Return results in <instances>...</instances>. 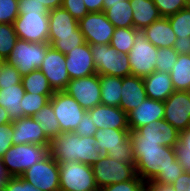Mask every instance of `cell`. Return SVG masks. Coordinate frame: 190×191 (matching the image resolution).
Segmentation results:
<instances>
[{
    "label": "cell",
    "instance_id": "cell-1",
    "mask_svg": "<svg viewBox=\"0 0 190 191\" xmlns=\"http://www.w3.org/2000/svg\"><path fill=\"white\" fill-rule=\"evenodd\" d=\"M136 174L145 182L155 179L173 184L184 168L176 159L174 147L161 146L157 141L135 140L130 134Z\"/></svg>",
    "mask_w": 190,
    "mask_h": 191
},
{
    "label": "cell",
    "instance_id": "cell-29",
    "mask_svg": "<svg viewBox=\"0 0 190 191\" xmlns=\"http://www.w3.org/2000/svg\"><path fill=\"white\" fill-rule=\"evenodd\" d=\"M101 86V104L119 107L121 101L122 78L109 75H99Z\"/></svg>",
    "mask_w": 190,
    "mask_h": 191
},
{
    "label": "cell",
    "instance_id": "cell-26",
    "mask_svg": "<svg viewBox=\"0 0 190 191\" xmlns=\"http://www.w3.org/2000/svg\"><path fill=\"white\" fill-rule=\"evenodd\" d=\"M24 94L25 89L22 83L0 86V106L5 108L12 122L23 117L21 100Z\"/></svg>",
    "mask_w": 190,
    "mask_h": 191
},
{
    "label": "cell",
    "instance_id": "cell-33",
    "mask_svg": "<svg viewBox=\"0 0 190 191\" xmlns=\"http://www.w3.org/2000/svg\"><path fill=\"white\" fill-rule=\"evenodd\" d=\"M137 31L134 27L115 28L110 45L119 53L128 54L134 45Z\"/></svg>",
    "mask_w": 190,
    "mask_h": 191
},
{
    "label": "cell",
    "instance_id": "cell-46",
    "mask_svg": "<svg viewBox=\"0 0 190 191\" xmlns=\"http://www.w3.org/2000/svg\"><path fill=\"white\" fill-rule=\"evenodd\" d=\"M18 14L49 13L46 6L37 0H18Z\"/></svg>",
    "mask_w": 190,
    "mask_h": 191
},
{
    "label": "cell",
    "instance_id": "cell-23",
    "mask_svg": "<svg viewBox=\"0 0 190 191\" xmlns=\"http://www.w3.org/2000/svg\"><path fill=\"white\" fill-rule=\"evenodd\" d=\"M49 36L48 37H67L83 35L78 20L66 11L63 7H59L49 11Z\"/></svg>",
    "mask_w": 190,
    "mask_h": 191
},
{
    "label": "cell",
    "instance_id": "cell-34",
    "mask_svg": "<svg viewBox=\"0 0 190 191\" xmlns=\"http://www.w3.org/2000/svg\"><path fill=\"white\" fill-rule=\"evenodd\" d=\"M167 18L175 32L176 38L187 39V37H190V6Z\"/></svg>",
    "mask_w": 190,
    "mask_h": 191
},
{
    "label": "cell",
    "instance_id": "cell-5",
    "mask_svg": "<svg viewBox=\"0 0 190 191\" xmlns=\"http://www.w3.org/2000/svg\"><path fill=\"white\" fill-rule=\"evenodd\" d=\"M60 191H99L90 165L78 161L59 164Z\"/></svg>",
    "mask_w": 190,
    "mask_h": 191
},
{
    "label": "cell",
    "instance_id": "cell-8",
    "mask_svg": "<svg viewBox=\"0 0 190 191\" xmlns=\"http://www.w3.org/2000/svg\"><path fill=\"white\" fill-rule=\"evenodd\" d=\"M158 48L150 43L141 30L136 32L135 42L128 53L132 75L144 78L156 71Z\"/></svg>",
    "mask_w": 190,
    "mask_h": 191
},
{
    "label": "cell",
    "instance_id": "cell-58",
    "mask_svg": "<svg viewBox=\"0 0 190 191\" xmlns=\"http://www.w3.org/2000/svg\"><path fill=\"white\" fill-rule=\"evenodd\" d=\"M119 1H122V0H105L104 3H117Z\"/></svg>",
    "mask_w": 190,
    "mask_h": 191
},
{
    "label": "cell",
    "instance_id": "cell-32",
    "mask_svg": "<svg viewBox=\"0 0 190 191\" xmlns=\"http://www.w3.org/2000/svg\"><path fill=\"white\" fill-rule=\"evenodd\" d=\"M32 117L39 122L43 132L50 140L61 134L59 122L56 119L55 113L52 109V104L50 102Z\"/></svg>",
    "mask_w": 190,
    "mask_h": 191
},
{
    "label": "cell",
    "instance_id": "cell-59",
    "mask_svg": "<svg viewBox=\"0 0 190 191\" xmlns=\"http://www.w3.org/2000/svg\"><path fill=\"white\" fill-rule=\"evenodd\" d=\"M188 6H190V0H183Z\"/></svg>",
    "mask_w": 190,
    "mask_h": 191
},
{
    "label": "cell",
    "instance_id": "cell-20",
    "mask_svg": "<svg viewBox=\"0 0 190 191\" xmlns=\"http://www.w3.org/2000/svg\"><path fill=\"white\" fill-rule=\"evenodd\" d=\"M80 135L75 132L61 133L50 140L49 154L59 164L66 161L79 162Z\"/></svg>",
    "mask_w": 190,
    "mask_h": 191
},
{
    "label": "cell",
    "instance_id": "cell-6",
    "mask_svg": "<svg viewBox=\"0 0 190 191\" xmlns=\"http://www.w3.org/2000/svg\"><path fill=\"white\" fill-rule=\"evenodd\" d=\"M50 44L34 43L18 39L7 62L14 65L19 73L24 76L41 67Z\"/></svg>",
    "mask_w": 190,
    "mask_h": 191
},
{
    "label": "cell",
    "instance_id": "cell-3",
    "mask_svg": "<svg viewBox=\"0 0 190 191\" xmlns=\"http://www.w3.org/2000/svg\"><path fill=\"white\" fill-rule=\"evenodd\" d=\"M49 154V146L38 144L12 145L2 157L3 164L11 177H21L32 165Z\"/></svg>",
    "mask_w": 190,
    "mask_h": 191
},
{
    "label": "cell",
    "instance_id": "cell-7",
    "mask_svg": "<svg viewBox=\"0 0 190 191\" xmlns=\"http://www.w3.org/2000/svg\"><path fill=\"white\" fill-rule=\"evenodd\" d=\"M91 167L98 189L111 184L129 181L137 175L135 164L118 162L117 159L114 160L109 156L100 158Z\"/></svg>",
    "mask_w": 190,
    "mask_h": 191
},
{
    "label": "cell",
    "instance_id": "cell-37",
    "mask_svg": "<svg viewBox=\"0 0 190 191\" xmlns=\"http://www.w3.org/2000/svg\"><path fill=\"white\" fill-rule=\"evenodd\" d=\"M52 96H45L41 94H32L25 92L21 103L23 110V117H32L41 108H43L47 103H49Z\"/></svg>",
    "mask_w": 190,
    "mask_h": 191
},
{
    "label": "cell",
    "instance_id": "cell-31",
    "mask_svg": "<svg viewBox=\"0 0 190 191\" xmlns=\"http://www.w3.org/2000/svg\"><path fill=\"white\" fill-rule=\"evenodd\" d=\"M22 84L25 92L53 96L54 91L50 87L47 78L40 69L34 70L22 76Z\"/></svg>",
    "mask_w": 190,
    "mask_h": 191
},
{
    "label": "cell",
    "instance_id": "cell-48",
    "mask_svg": "<svg viewBox=\"0 0 190 191\" xmlns=\"http://www.w3.org/2000/svg\"><path fill=\"white\" fill-rule=\"evenodd\" d=\"M97 127L95 126L94 122L91 121V117L89 112L86 111L82 120L79 122L78 127L75 129V133L80 135L81 137H88V136H95L97 131Z\"/></svg>",
    "mask_w": 190,
    "mask_h": 191
},
{
    "label": "cell",
    "instance_id": "cell-21",
    "mask_svg": "<svg viewBox=\"0 0 190 191\" xmlns=\"http://www.w3.org/2000/svg\"><path fill=\"white\" fill-rule=\"evenodd\" d=\"M88 112L97 129H129L127 113L120 107L99 104Z\"/></svg>",
    "mask_w": 190,
    "mask_h": 191
},
{
    "label": "cell",
    "instance_id": "cell-42",
    "mask_svg": "<svg viewBox=\"0 0 190 191\" xmlns=\"http://www.w3.org/2000/svg\"><path fill=\"white\" fill-rule=\"evenodd\" d=\"M161 17H169L188 7L183 0H153Z\"/></svg>",
    "mask_w": 190,
    "mask_h": 191
},
{
    "label": "cell",
    "instance_id": "cell-25",
    "mask_svg": "<svg viewBox=\"0 0 190 191\" xmlns=\"http://www.w3.org/2000/svg\"><path fill=\"white\" fill-rule=\"evenodd\" d=\"M146 96L165 101L175 90L168 72L155 71L143 78Z\"/></svg>",
    "mask_w": 190,
    "mask_h": 191
},
{
    "label": "cell",
    "instance_id": "cell-39",
    "mask_svg": "<svg viewBox=\"0 0 190 191\" xmlns=\"http://www.w3.org/2000/svg\"><path fill=\"white\" fill-rule=\"evenodd\" d=\"M178 53L173 47L158 48L156 55V71L170 72L177 62Z\"/></svg>",
    "mask_w": 190,
    "mask_h": 191
},
{
    "label": "cell",
    "instance_id": "cell-28",
    "mask_svg": "<svg viewBox=\"0 0 190 191\" xmlns=\"http://www.w3.org/2000/svg\"><path fill=\"white\" fill-rule=\"evenodd\" d=\"M103 12L115 28L134 27L133 10L129 0H122L117 3H104Z\"/></svg>",
    "mask_w": 190,
    "mask_h": 191
},
{
    "label": "cell",
    "instance_id": "cell-40",
    "mask_svg": "<svg viewBox=\"0 0 190 191\" xmlns=\"http://www.w3.org/2000/svg\"><path fill=\"white\" fill-rule=\"evenodd\" d=\"M20 83H22V75L17 68L7 61H1L0 86L17 85Z\"/></svg>",
    "mask_w": 190,
    "mask_h": 191
},
{
    "label": "cell",
    "instance_id": "cell-22",
    "mask_svg": "<svg viewBox=\"0 0 190 191\" xmlns=\"http://www.w3.org/2000/svg\"><path fill=\"white\" fill-rule=\"evenodd\" d=\"M143 78L129 75L122 78L120 108L127 114L146 98Z\"/></svg>",
    "mask_w": 190,
    "mask_h": 191
},
{
    "label": "cell",
    "instance_id": "cell-17",
    "mask_svg": "<svg viewBox=\"0 0 190 191\" xmlns=\"http://www.w3.org/2000/svg\"><path fill=\"white\" fill-rule=\"evenodd\" d=\"M13 145L38 144L49 146L50 139L43 132L39 122L33 117L27 116L12 122Z\"/></svg>",
    "mask_w": 190,
    "mask_h": 191
},
{
    "label": "cell",
    "instance_id": "cell-43",
    "mask_svg": "<svg viewBox=\"0 0 190 191\" xmlns=\"http://www.w3.org/2000/svg\"><path fill=\"white\" fill-rule=\"evenodd\" d=\"M18 0H0V23L13 24L18 17Z\"/></svg>",
    "mask_w": 190,
    "mask_h": 191
},
{
    "label": "cell",
    "instance_id": "cell-12",
    "mask_svg": "<svg viewBox=\"0 0 190 191\" xmlns=\"http://www.w3.org/2000/svg\"><path fill=\"white\" fill-rule=\"evenodd\" d=\"M64 91L86 111L101 104V86L98 73L70 80Z\"/></svg>",
    "mask_w": 190,
    "mask_h": 191
},
{
    "label": "cell",
    "instance_id": "cell-15",
    "mask_svg": "<svg viewBox=\"0 0 190 191\" xmlns=\"http://www.w3.org/2000/svg\"><path fill=\"white\" fill-rule=\"evenodd\" d=\"M164 120L179 132L190 127V91H174L164 101Z\"/></svg>",
    "mask_w": 190,
    "mask_h": 191
},
{
    "label": "cell",
    "instance_id": "cell-19",
    "mask_svg": "<svg viewBox=\"0 0 190 191\" xmlns=\"http://www.w3.org/2000/svg\"><path fill=\"white\" fill-rule=\"evenodd\" d=\"M164 116V101L146 97L137 108L127 114L128 126L130 130H137L150 122L163 120Z\"/></svg>",
    "mask_w": 190,
    "mask_h": 191
},
{
    "label": "cell",
    "instance_id": "cell-47",
    "mask_svg": "<svg viewBox=\"0 0 190 191\" xmlns=\"http://www.w3.org/2000/svg\"><path fill=\"white\" fill-rule=\"evenodd\" d=\"M3 191H43L41 189L35 188L29 182L24 180L22 177H11Z\"/></svg>",
    "mask_w": 190,
    "mask_h": 191
},
{
    "label": "cell",
    "instance_id": "cell-4",
    "mask_svg": "<svg viewBox=\"0 0 190 191\" xmlns=\"http://www.w3.org/2000/svg\"><path fill=\"white\" fill-rule=\"evenodd\" d=\"M90 50L99 75L121 78L132 75L128 54L119 53L110 44H90Z\"/></svg>",
    "mask_w": 190,
    "mask_h": 191
},
{
    "label": "cell",
    "instance_id": "cell-16",
    "mask_svg": "<svg viewBox=\"0 0 190 191\" xmlns=\"http://www.w3.org/2000/svg\"><path fill=\"white\" fill-rule=\"evenodd\" d=\"M179 131L166 120L150 122L139 127L137 130H130V135L135 140L157 141L161 146L174 147L179 140Z\"/></svg>",
    "mask_w": 190,
    "mask_h": 191
},
{
    "label": "cell",
    "instance_id": "cell-11",
    "mask_svg": "<svg viewBox=\"0 0 190 191\" xmlns=\"http://www.w3.org/2000/svg\"><path fill=\"white\" fill-rule=\"evenodd\" d=\"M49 13L19 14L13 22L19 39L34 43L48 42Z\"/></svg>",
    "mask_w": 190,
    "mask_h": 191
},
{
    "label": "cell",
    "instance_id": "cell-44",
    "mask_svg": "<svg viewBox=\"0 0 190 191\" xmlns=\"http://www.w3.org/2000/svg\"><path fill=\"white\" fill-rule=\"evenodd\" d=\"M62 7L78 21L89 13L84 0H63Z\"/></svg>",
    "mask_w": 190,
    "mask_h": 191
},
{
    "label": "cell",
    "instance_id": "cell-55",
    "mask_svg": "<svg viewBox=\"0 0 190 191\" xmlns=\"http://www.w3.org/2000/svg\"><path fill=\"white\" fill-rule=\"evenodd\" d=\"M10 178L11 176L7 172L6 167L3 164L2 158H0V191H3L5 184Z\"/></svg>",
    "mask_w": 190,
    "mask_h": 191
},
{
    "label": "cell",
    "instance_id": "cell-56",
    "mask_svg": "<svg viewBox=\"0 0 190 191\" xmlns=\"http://www.w3.org/2000/svg\"><path fill=\"white\" fill-rule=\"evenodd\" d=\"M37 1L46 6L49 11L62 7L63 4V0H37Z\"/></svg>",
    "mask_w": 190,
    "mask_h": 191
},
{
    "label": "cell",
    "instance_id": "cell-10",
    "mask_svg": "<svg viewBox=\"0 0 190 191\" xmlns=\"http://www.w3.org/2000/svg\"><path fill=\"white\" fill-rule=\"evenodd\" d=\"M21 177L43 191H60L59 163L50 154L28 168Z\"/></svg>",
    "mask_w": 190,
    "mask_h": 191
},
{
    "label": "cell",
    "instance_id": "cell-27",
    "mask_svg": "<svg viewBox=\"0 0 190 191\" xmlns=\"http://www.w3.org/2000/svg\"><path fill=\"white\" fill-rule=\"evenodd\" d=\"M133 10V26L143 30L161 16L153 0H129Z\"/></svg>",
    "mask_w": 190,
    "mask_h": 191
},
{
    "label": "cell",
    "instance_id": "cell-51",
    "mask_svg": "<svg viewBox=\"0 0 190 191\" xmlns=\"http://www.w3.org/2000/svg\"><path fill=\"white\" fill-rule=\"evenodd\" d=\"M148 191H176L172 184L152 179L146 183Z\"/></svg>",
    "mask_w": 190,
    "mask_h": 191
},
{
    "label": "cell",
    "instance_id": "cell-2",
    "mask_svg": "<svg viewBox=\"0 0 190 191\" xmlns=\"http://www.w3.org/2000/svg\"><path fill=\"white\" fill-rule=\"evenodd\" d=\"M130 129H98L95 133L100 158L111 157L118 162L135 164Z\"/></svg>",
    "mask_w": 190,
    "mask_h": 191
},
{
    "label": "cell",
    "instance_id": "cell-45",
    "mask_svg": "<svg viewBox=\"0 0 190 191\" xmlns=\"http://www.w3.org/2000/svg\"><path fill=\"white\" fill-rule=\"evenodd\" d=\"M12 137V123H5L0 125V158H2L6 151L13 145Z\"/></svg>",
    "mask_w": 190,
    "mask_h": 191
},
{
    "label": "cell",
    "instance_id": "cell-9",
    "mask_svg": "<svg viewBox=\"0 0 190 191\" xmlns=\"http://www.w3.org/2000/svg\"><path fill=\"white\" fill-rule=\"evenodd\" d=\"M49 102L59 122L61 133L74 132L86 110L65 91L54 92Z\"/></svg>",
    "mask_w": 190,
    "mask_h": 191
},
{
    "label": "cell",
    "instance_id": "cell-36",
    "mask_svg": "<svg viewBox=\"0 0 190 191\" xmlns=\"http://www.w3.org/2000/svg\"><path fill=\"white\" fill-rule=\"evenodd\" d=\"M95 136L81 137L79 139V162L92 166L99 159L98 148L95 145Z\"/></svg>",
    "mask_w": 190,
    "mask_h": 191
},
{
    "label": "cell",
    "instance_id": "cell-49",
    "mask_svg": "<svg viewBox=\"0 0 190 191\" xmlns=\"http://www.w3.org/2000/svg\"><path fill=\"white\" fill-rule=\"evenodd\" d=\"M174 149L175 152H190V127L180 131L179 140Z\"/></svg>",
    "mask_w": 190,
    "mask_h": 191
},
{
    "label": "cell",
    "instance_id": "cell-24",
    "mask_svg": "<svg viewBox=\"0 0 190 191\" xmlns=\"http://www.w3.org/2000/svg\"><path fill=\"white\" fill-rule=\"evenodd\" d=\"M145 38L157 48L173 47L175 32L166 17H160L142 30Z\"/></svg>",
    "mask_w": 190,
    "mask_h": 191
},
{
    "label": "cell",
    "instance_id": "cell-41",
    "mask_svg": "<svg viewBox=\"0 0 190 191\" xmlns=\"http://www.w3.org/2000/svg\"><path fill=\"white\" fill-rule=\"evenodd\" d=\"M99 191H148L146 183L136 175L133 179L105 186Z\"/></svg>",
    "mask_w": 190,
    "mask_h": 191
},
{
    "label": "cell",
    "instance_id": "cell-14",
    "mask_svg": "<svg viewBox=\"0 0 190 191\" xmlns=\"http://www.w3.org/2000/svg\"><path fill=\"white\" fill-rule=\"evenodd\" d=\"M48 80L54 92L64 91L70 81L66 68L65 55L51 45L46 50L45 58L39 68Z\"/></svg>",
    "mask_w": 190,
    "mask_h": 191
},
{
    "label": "cell",
    "instance_id": "cell-52",
    "mask_svg": "<svg viewBox=\"0 0 190 191\" xmlns=\"http://www.w3.org/2000/svg\"><path fill=\"white\" fill-rule=\"evenodd\" d=\"M173 48L178 54H190V37L187 39L176 38Z\"/></svg>",
    "mask_w": 190,
    "mask_h": 191
},
{
    "label": "cell",
    "instance_id": "cell-53",
    "mask_svg": "<svg viewBox=\"0 0 190 191\" xmlns=\"http://www.w3.org/2000/svg\"><path fill=\"white\" fill-rule=\"evenodd\" d=\"M105 0H84L88 12H103Z\"/></svg>",
    "mask_w": 190,
    "mask_h": 191
},
{
    "label": "cell",
    "instance_id": "cell-13",
    "mask_svg": "<svg viewBox=\"0 0 190 191\" xmlns=\"http://www.w3.org/2000/svg\"><path fill=\"white\" fill-rule=\"evenodd\" d=\"M78 23L88 44H110L115 26L106 18L104 12H89Z\"/></svg>",
    "mask_w": 190,
    "mask_h": 191
},
{
    "label": "cell",
    "instance_id": "cell-38",
    "mask_svg": "<svg viewBox=\"0 0 190 191\" xmlns=\"http://www.w3.org/2000/svg\"><path fill=\"white\" fill-rule=\"evenodd\" d=\"M48 43L56 50L66 55L76 46L85 43L83 35L67 36V37H48Z\"/></svg>",
    "mask_w": 190,
    "mask_h": 191
},
{
    "label": "cell",
    "instance_id": "cell-50",
    "mask_svg": "<svg viewBox=\"0 0 190 191\" xmlns=\"http://www.w3.org/2000/svg\"><path fill=\"white\" fill-rule=\"evenodd\" d=\"M172 185L176 191H190V172L184 171Z\"/></svg>",
    "mask_w": 190,
    "mask_h": 191
},
{
    "label": "cell",
    "instance_id": "cell-57",
    "mask_svg": "<svg viewBox=\"0 0 190 191\" xmlns=\"http://www.w3.org/2000/svg\"><path fill=\"white\" fill-rule=\"evenodd\" d=\"M5 123H12L10 120L9 114L4 107L0 106V125Z\"/></svg>",
    "mask_w": 190,
    "mask_h": 191
},
{
    "label": "cell",
    "instance_id": "cell-35",
    "mask_svg": "<svg viewBox=\"0 0 190 191\" xmlns=\"http://www.w3.org/2000/svg\"><path fill=\"white\" fill-rule=\"evenodd\" d=\"M18 39L19 38L14 30L13 24L0 23V60L1 61L7 60Z\"/></svg>",
    "mask_w": 190,
    "mask_h": 191
},
{
    "label": "cell",
    "instance_id": "cell-54",
    "mask_svg": "<svg viewBox=\"0 0 190 191\" xmlns=\"http://www.w3.org/2000/svg\"><path fill=\"white\" fill-rule=\"evenodd\" d=\"M176 159L184 171L190 172V152H176Z\"/></svg>",
    "mask_w": 190,
    "mask_h": 191
},
{
    "label": "cell",
    "instance_id": "cell-30",
    "mask_svg": "<svg viewBox=\"0 0 190 191\" xmlns=\"http://www.w3.org/2000/svg\"><path fill=\"white\" fill-rule=\"evenodd\" d=\"M169 75L175 91H190V54H179Z\"/></svg>",
    "mask_w": 190,
    "mask_h": 191
},
{
    "label": "cell",
    "instance_id": "cell-18",
    "mask_svg": "<svg viewBox=\"0 0 190 191\" xmlns=\"http://www.w3.org/2000/svg\"><path fill=\"white\" fill-rule=\"evenodd\" d=\"M65 59L70 80L97 73L93 55L90 50V44L87 42L70 50V52L65 55Z\"/></svg>",
    "mask_w": 190,
    "mask_h": 191
}]
</instances>
